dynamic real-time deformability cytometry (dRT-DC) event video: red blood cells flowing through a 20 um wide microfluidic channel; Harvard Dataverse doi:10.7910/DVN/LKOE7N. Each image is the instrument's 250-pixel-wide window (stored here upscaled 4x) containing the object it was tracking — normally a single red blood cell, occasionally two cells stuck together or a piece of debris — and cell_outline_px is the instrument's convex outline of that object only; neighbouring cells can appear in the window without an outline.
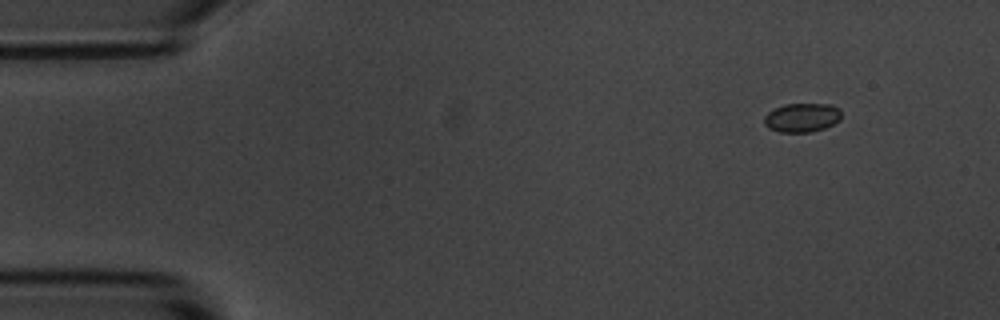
{"species": "common noctule bat (a hibernating species)", "species_latin": "Nyctalus noctula", "temperature_condition": "room temperature", "stored_images_in_passage": 5, "camera_frame_rate_fps": 3000, "um_per_image_px": 0.085, "animal": {"sex": "male", "body_mass_g": 20.1, "forearm_length_mm": 53.5}, "frame": {"image": 1, "passage_image": 2, "time_ms": 1.333, "image_size_px": [1000, 320], "cell_outline_px": [[840, 120], [824, 128], [812, 132], [780, 132], [768, 128], [764, 124], [764, 116], [768, 112], [784, 104], [832, 104], [840, 108]], "centroid_in_image_um": [68.16, 9.99], "position_along_channel_um": 16.8, "area_um2": 13.06}}